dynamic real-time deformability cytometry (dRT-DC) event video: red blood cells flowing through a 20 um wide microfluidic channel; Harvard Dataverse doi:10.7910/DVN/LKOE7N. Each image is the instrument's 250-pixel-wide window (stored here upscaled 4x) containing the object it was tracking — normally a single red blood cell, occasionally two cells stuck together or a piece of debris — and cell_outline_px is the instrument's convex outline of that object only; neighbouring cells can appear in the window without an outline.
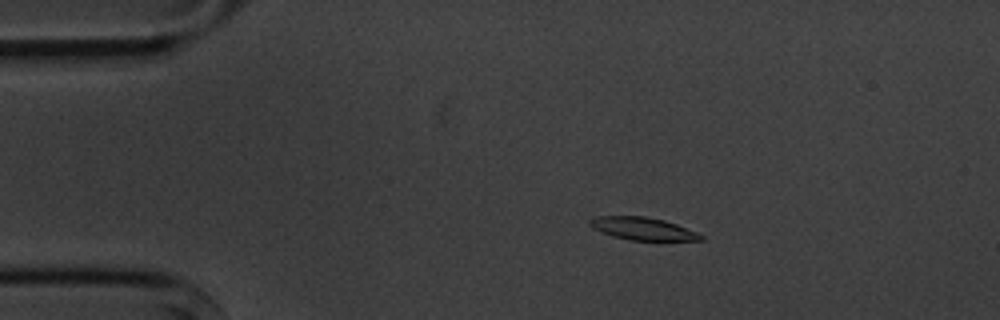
{"species": "common noctule bat (a hibernating species)", "species_latin": "Nyctalus noctula", "temperature_condition": "cold", "stored_images_in_passage": 6, "segment_of_instrument_passage": [1, 2], "camera_frame_rate_fps": 3000, "um_per_image_px": 0.085, "animal": {"sex": "male", "body_mass_g": 20.1, "forearm_length_mm": 53.5}, "frame": {"image": 1, "passage_image": 3, "time_ms": 2.333, "image_size_px": [1000, 320], "cell_outline_px": [[704, 240], [628, 240], [612, 236], [592, 228], [588, 224], [588, 220], [596, 216], [644, 216], [664, 220], [676, 224], [696, 232], [704, 236]], "centroid_in_image_um": [54.59, 19.43], "position_along_channel_um": 30.4, "area_um2": 14.62}}